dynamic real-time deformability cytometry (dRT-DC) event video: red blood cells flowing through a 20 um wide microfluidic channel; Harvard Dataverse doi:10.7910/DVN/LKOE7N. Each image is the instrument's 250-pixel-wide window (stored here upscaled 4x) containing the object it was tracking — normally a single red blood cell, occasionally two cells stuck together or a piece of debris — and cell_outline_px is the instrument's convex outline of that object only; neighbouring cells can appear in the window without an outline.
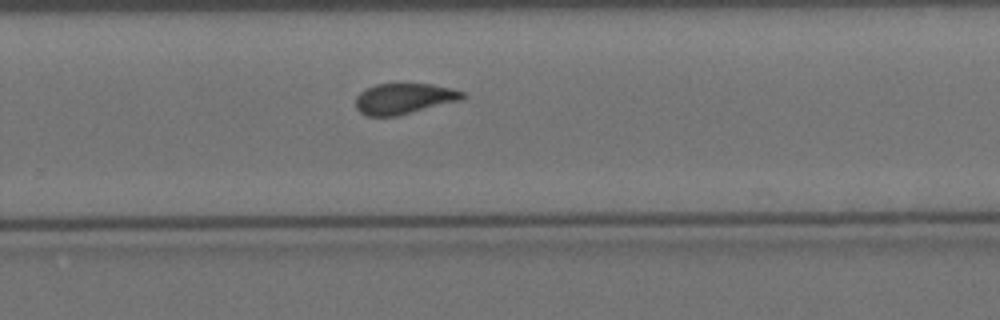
{"species": "Egyptian fruit bat (a non-hibernating species)", "species_latin": "Rousettus aegyptiacus", "temperature_condition": "cold", "stored_images_in_passage": 8, "segment_of_instrument_passage": [1, 2], "camera_frame_rate_fps": 3000, "um_per_image_px": 0.085, "animal": {"sex": "female"}, "frame": {"image": 1, "passage_image": 7, "time_ms": 7.667, "image_size_px": [1000, 320], "cell_outline_px": [[464, 100], [396, 116], [364, 116], [356, 108], [356, 96], [360, 92], [376, 84], [432, 84], [464, 92]], "centroid_in_image_um": [34.34, 8.4], "position_along_channel_um": 295.5, "area_um2": 19.13}}